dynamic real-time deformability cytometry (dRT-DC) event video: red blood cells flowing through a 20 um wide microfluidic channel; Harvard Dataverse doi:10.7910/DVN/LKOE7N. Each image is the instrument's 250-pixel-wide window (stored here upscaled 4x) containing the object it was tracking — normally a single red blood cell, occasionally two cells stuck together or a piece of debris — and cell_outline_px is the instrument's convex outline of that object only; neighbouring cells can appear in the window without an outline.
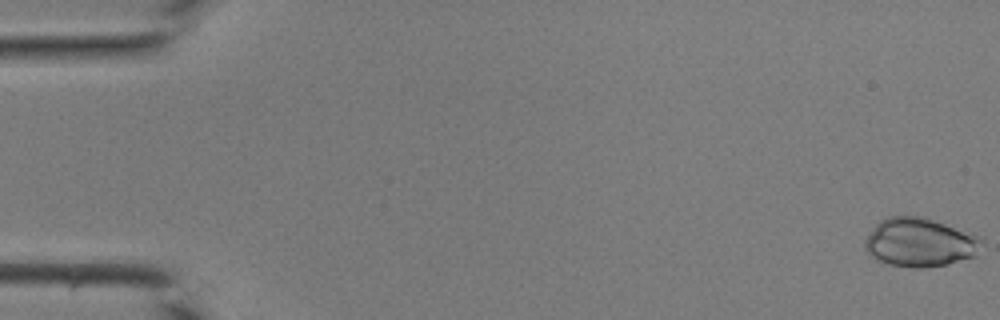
{"species": "common noctule bat (a hibernating species)", "species_latin": "Nyctalus noctula", "temperature_condition": "room temperature", "stored_images_in_passage": 43, "camera_frame_rate_fps": 3000, "um_per_image_px": 0.085, "animal": {"sex": "male", "body_mass_g": 19.0, "forearm_length_mm": 50.8}, "frame": {"image": 1, "passage_image": 1, "time_ms": 0.0, "image_size_px": [1000, 320], "cell_outline_px": [[984, 240], [976, 256], [948, 264], [924, 268], [916, 268], [888, 264], [876, 260], [864, 248], [864, 240], [876, 224], [880, 220], [888, 216], [924, 216], [984, 236]], "centroid_in_image_um": [78.24, 20.59], "position_along_channel_um": 6.8, "area_um2": 33.81}}
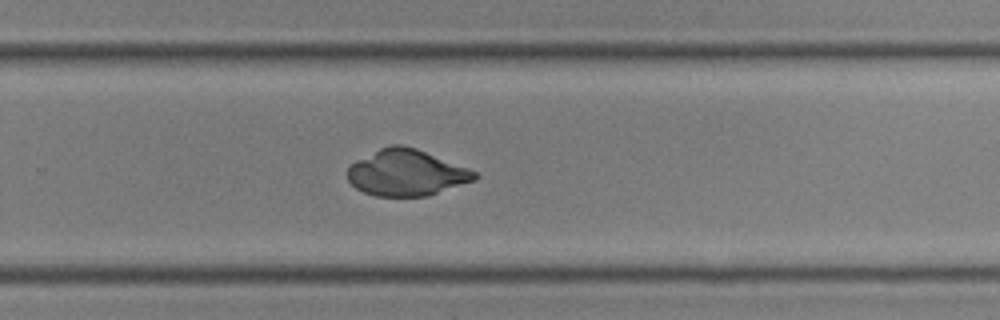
{"frame": {"image": 2, "passage_image": 29, "time_ms": 9.333, "image_size_px": [1000, 320], "cell_outline_px": [[480, 176], [476, 180], [428, 196], [376, 196], [364, 192], [356, 188], [348, 180], [348, 168], [356, 160], [380, 148], [392, 144], [404, 144], [416, 148], [468, 168], [476, 172]], "centroid_in_image_um": [34.56, 14.68], "position_along_channel_um": 295.2, "area_um2": 34.22}}